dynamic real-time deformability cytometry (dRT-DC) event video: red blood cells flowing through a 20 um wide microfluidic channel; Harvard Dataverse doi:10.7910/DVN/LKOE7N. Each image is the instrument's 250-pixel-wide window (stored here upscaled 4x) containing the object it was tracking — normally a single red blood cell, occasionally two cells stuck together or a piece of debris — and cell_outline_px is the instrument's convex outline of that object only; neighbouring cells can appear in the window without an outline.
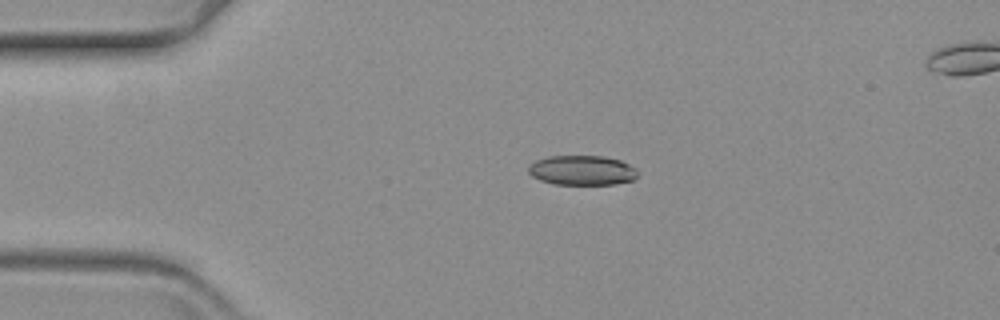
{"species": "common noctule bat (a hibernating species)", "species_latin": "Nyctalus noctula", "temperature_condition": "warm", "stored_images_in_passage": 40, "camera_frame_rate_fps": 3000, "um_per_image_px": 0.085, "animal": {"sex": "female", "body_mass_g": 19.3, "forearm_length_mm": 54.1}, "frame": {"image": 1, "passage_image": 1, "time_ms": 0.0, "image_size_px": [1000, 320], "cell_outline_px": [[640, 172], [632, 180], [616, 184], [552, 184], [540, 180], [532, 176], [528, 172], [528, 168], [536, 160], [548, 156], [604, 156], [620, 160], [636, 168]], "centroid_in_image_um": [49.49, 14.47], "position_along_channel_um": 35.5, "area_um2": 18.96}}
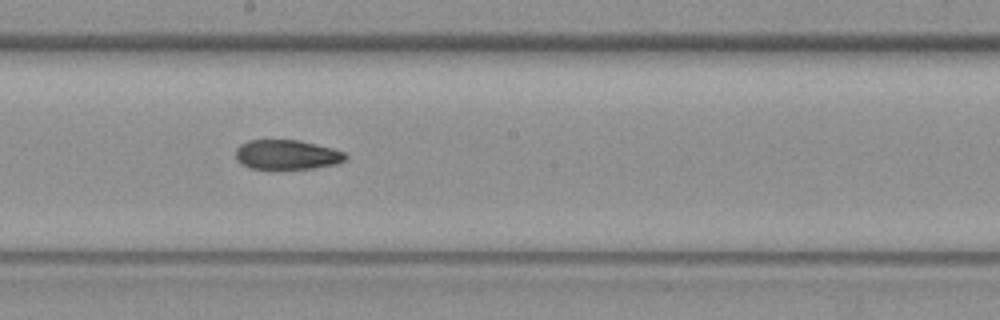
{"frame": {"image": 2, "passage_image": 21, "time_ms": 6.667, "image_size_px": [1000, 320], "cell_outline_px": [[348, 156], [344, 160], [336, 164], [312, 168], [276, 172], [248, 168], [240, 164], [236, 160], [236, 148], [240, 144], [248, 140], [300, 140], [332, 148], [344, 152]], "centroid_in_image_um": [24.32, 13.19], "position_along_channel_um": 223.9, "area_um2": 19.83}}
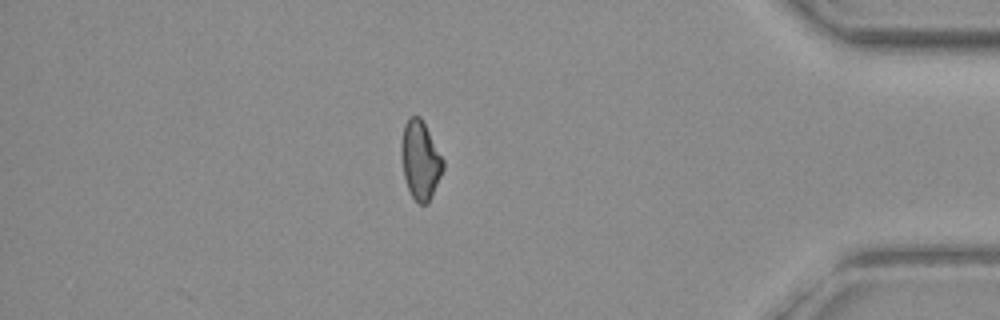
{"frame": {"image": 3, "passage_image": 40, "time_ms": 13.0, "image_size_px": [1000, 320], "cell_outline_px": [[444, 168], [432, 196], [428, 204], [420, 204], [412, 196], [408, 188], [404, 176], [400, 152], [400, 144], [404, 124], [408, 116], [420, 116], [444, 160]], "centroid_in_image_um": [35.71, 13.6], "position_along_channel_um": 399.5, "area_um2": 19.13}}